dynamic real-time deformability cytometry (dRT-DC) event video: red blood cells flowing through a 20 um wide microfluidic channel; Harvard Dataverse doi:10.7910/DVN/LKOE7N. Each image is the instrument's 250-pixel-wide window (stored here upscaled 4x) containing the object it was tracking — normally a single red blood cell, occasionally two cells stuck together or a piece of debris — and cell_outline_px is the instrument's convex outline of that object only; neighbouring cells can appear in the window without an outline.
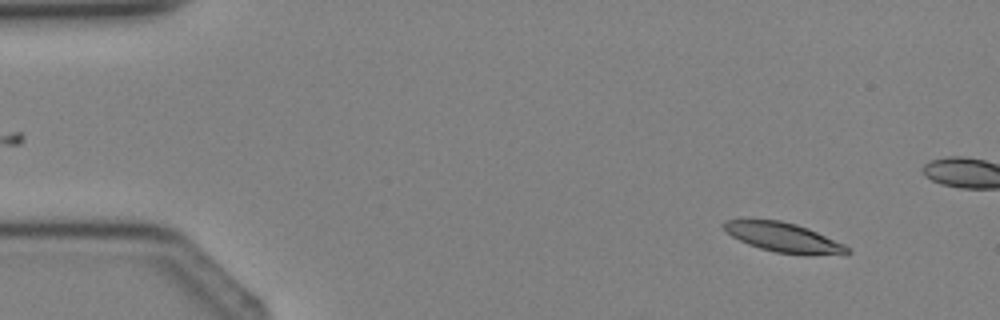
{"species": "Egyptian fruit bat (a non-hibernating species)", "species_latin": "Rousettus aegyptiacus", "temperature_condition": "cold", "stored_images_in_passage": 3, "camera_frame_rate_fps": 3000, "um_per_image_px": 0.085, "animal": {"sex": "female"}, "frame": {"image": 1, "passage_image": 1, "time_ms": 0.0, "image_size_px": [1000, 320], "cell_outline_px": [[852, 252], [808, 256], [776, 252], [760, 248], [748, 244], [732, 236], [724, 228], [724, 220], [748, 216], [780, 220], [796, 224], [808, 228], [844, 244]], "centroid_in_image_um": [66.51, 20.13], "position_along_channel_um": 18.5, "area_um2": 21.68}}